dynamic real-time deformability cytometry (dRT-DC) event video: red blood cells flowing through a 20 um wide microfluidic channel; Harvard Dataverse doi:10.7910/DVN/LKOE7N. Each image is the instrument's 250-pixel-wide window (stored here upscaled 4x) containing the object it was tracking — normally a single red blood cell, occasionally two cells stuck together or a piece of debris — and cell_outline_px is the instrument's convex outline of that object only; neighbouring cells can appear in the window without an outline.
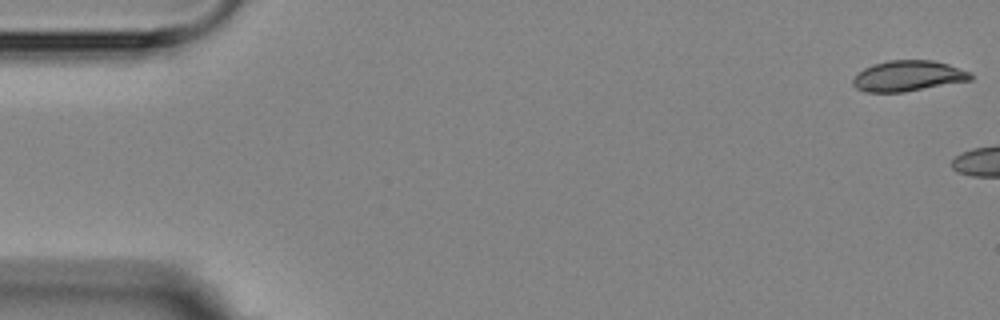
{"species": "Egyptian fruit bat (a non-hibernating species)", "species_latin": "Rousettus aegyptiacus", "temperature_condition": "room temperature", "stored_images_in_passage": 2, "camera_frame_rate_fps": 3000, "um_per_image_px": 0.085, "animal": {"sex": "female"}, "frame": {"image": 1, "passage_image": 1, "time_ms": 0.0, "image_size_px": [1000, 320], "cell_outline_px": [[972, 80], [904, 92], [864, 92], [856, 88], [852, 84], [852, 80], [864, 68], [872, 64], [888, 60], [932, 60], [948, 64], [972, 72]], "centroid_in_image_um": [77.2, 6.45], "position_along_channel_um": 7.8, "area_um2": 21.1}}